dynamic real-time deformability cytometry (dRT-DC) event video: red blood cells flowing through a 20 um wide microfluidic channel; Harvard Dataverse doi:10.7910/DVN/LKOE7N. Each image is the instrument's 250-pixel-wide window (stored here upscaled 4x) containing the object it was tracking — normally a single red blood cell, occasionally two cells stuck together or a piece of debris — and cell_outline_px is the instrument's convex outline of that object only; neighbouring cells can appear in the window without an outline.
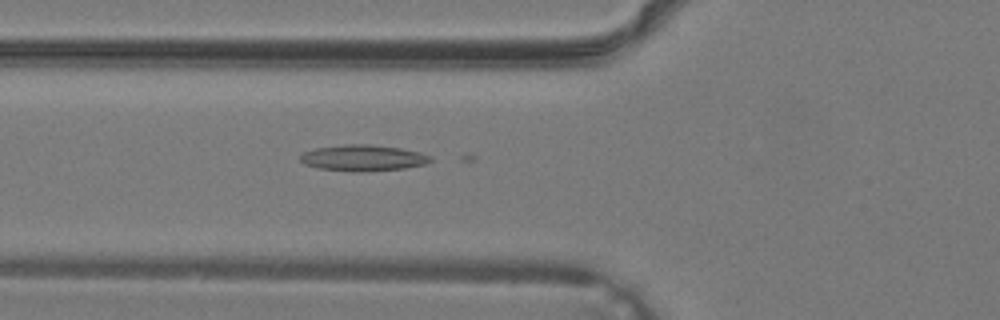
{"species": "common noctule bat (a hibernating species)", "species_latin": "Nyctalus noctula", "temperature_condition": "warm", "stored_images_in_passage": 16, "camera_frame_rate_fps": 3000, "um_per_image_px": 0.085, "animal": {"sex": "male", "body_mass_g": 19.2, "forearm_length_mm": 51.8}, "frame": {"image": 1, "passage_image": 3, "time_ms": 0.667, "image_size_px": [1000, 320], "cell_outline_px": [[432, 160], [424, 164], [404, 168], [316, 168], [304, 164], [300, 160], [300, 156], [304, 152], [316, 148], [344, 144], [372, 144], [400, 148], [420, 152], [432, 156]], "centroid_in_image_um": [30.87, 13.35], "position_along_channel_um": 94.9, "area_um2": 18.55}}
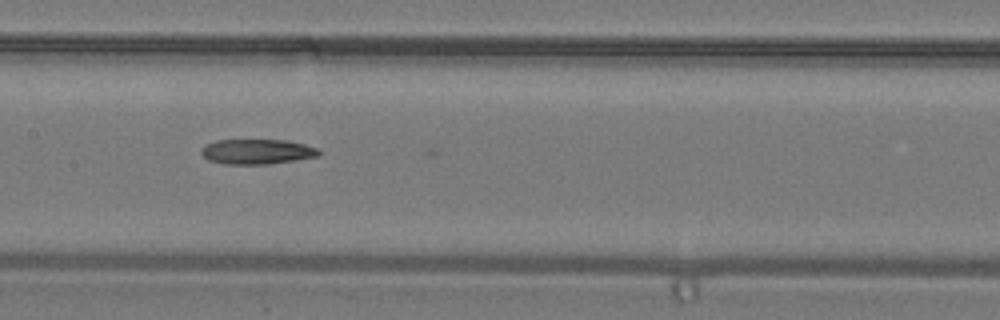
{"frame": {"image": 2, "passage_image": 8, "time_ms": 2.333, "image_size_px": [1000, 320], "cell_outline_px": [[324, 152], [320, 156], [264, 164], [224, 164], [208, 160], [200, 152], [200, 148], [204, 144], [216, 140], [284, 140], [304, 144], [320, 148]], "centroid_in_image_um": [21.85, 12.88], "position_along_channel_um": 185.6, "area_um2": 17.28}}
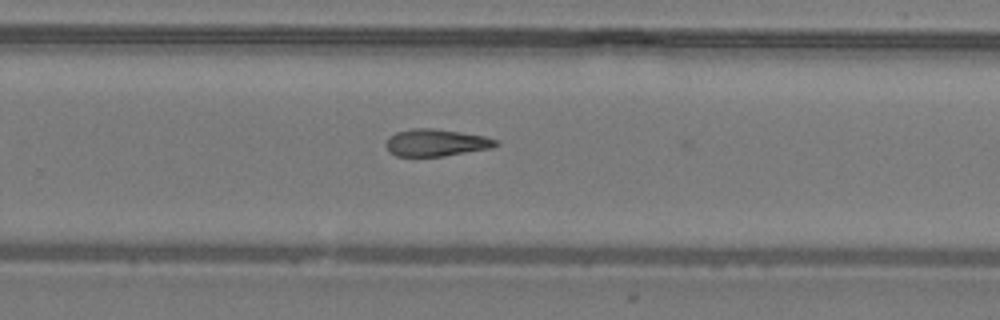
{"frame": {"image": 3, "passage_image": 14, "time_ms": 4.333, "image_size_px": [1000, 320], "cell_outline_px": [[500, 144], [492, 148], [444, 156], [396, 156], [388, 152], [388, 136], [396, 132], [412, 128], [432, 128], [460, 132], [484, 136], [496, 140]], "centroid_in_image_um": [37.07, 12.13], "position_along_channel_um": 292.7, "area_um2": 17.28}}